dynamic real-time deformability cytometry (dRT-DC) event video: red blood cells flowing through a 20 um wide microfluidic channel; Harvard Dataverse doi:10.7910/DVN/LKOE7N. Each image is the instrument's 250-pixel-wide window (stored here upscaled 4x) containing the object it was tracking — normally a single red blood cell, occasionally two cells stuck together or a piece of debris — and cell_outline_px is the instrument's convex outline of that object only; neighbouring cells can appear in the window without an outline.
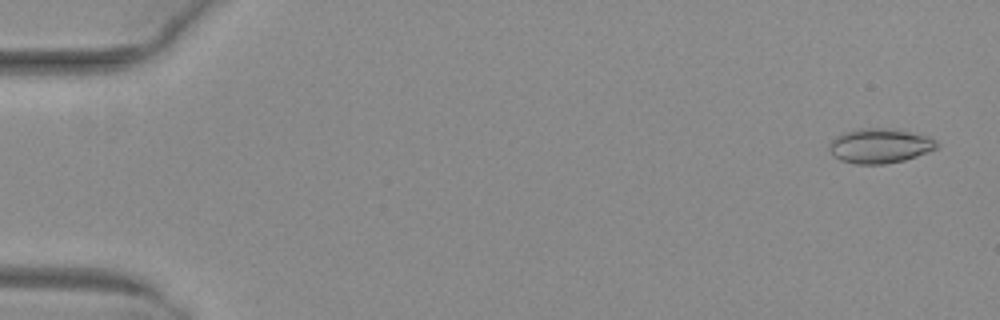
{"species": "common noctule bat (a hibernating species)", "species_latin": "Nyctalus noctula", "temperature_condition": "warm", "stored_images_in_passage": 53, "camera_frame_rate_fps": 3000, "um_per_image_px": 0.085, "animal": {"sex": "female", "body_mass_g": 29.2, "forearm_length_mm": 56.3}, "frame": {"image": 1, "passage_image": 3, "time_ms": 0.667, "image_size_px": [1000, 320], "cell_outline_px": [[940, 144], [936, 148], [928, 152], [904, 160], [884, 164], [856, 164], [840, 160], [828, 148], [828, 144], [836, 136], [844, 132], [860, 128], [892, 128], [924, 136], [936, 140]], "centroid_in_image_um": [74.77, 12.39], "position_along_channel_um": 10.2, "area_um2": 21.56}}
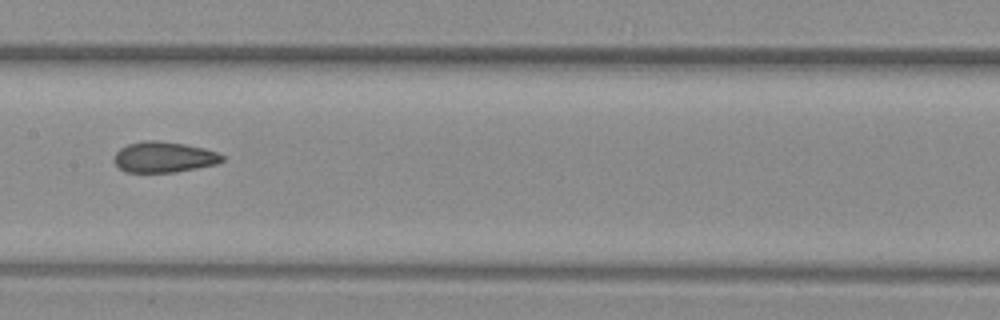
{"frame": {"image": 2, "passage_image": 28, "time_ms": 9.0, "image_size_px": [1000, 320], "cell_outline_px": [[224, 160], [216, 164], [176, 172], [124, 172], [112, 160], [112, 156], [120, 148], [128, 144], [144, 140], [156, 140], [184, 144], [204, 148], [216, 152], [224, 156]], "centroid_in_image_um": [13.89, 13.35], "position_along_channel_um": 193.5, "area_um2": 19.42}}
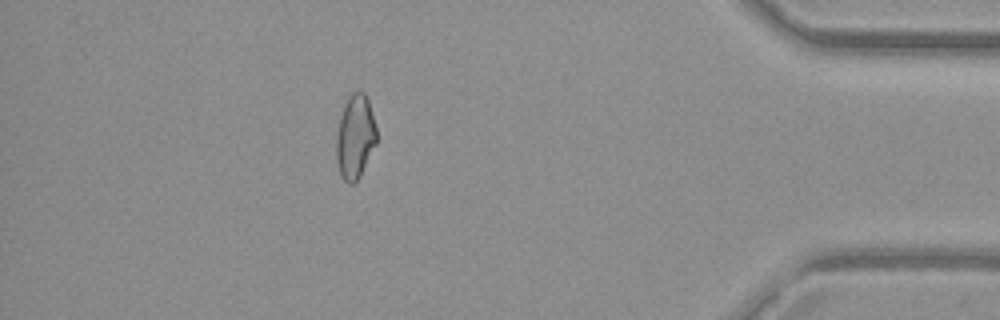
{"frame": {"image": 3, "passage_image": 47, "time_ms": 15.333, "image_size_px": [1000, 320], "cell_outline_px": [[376, 144], [360, 176], [352, 184], [348, 184], [340, 176], [336, 160], [336, 136], [340, 116], [344, 104], [348, 96], [352, 92], [364, 92], [368, 100], [376, 128]], "centroid_in_image_um": [30.17, 11.64], "position_along_channel_um": 405.0, "area_um2": 19.71}, "authors_computed_cell_mechanics": {"area_um2": 19.9988, "velocity_mm_per_s": 4.0481, "shape_relaxation_time_tau1_ms": null, "shape_relaxation_time_tau2_ms": 1.6188, "deformation_change_tau1": null, "deformation_change_tau2": 0.0711}}